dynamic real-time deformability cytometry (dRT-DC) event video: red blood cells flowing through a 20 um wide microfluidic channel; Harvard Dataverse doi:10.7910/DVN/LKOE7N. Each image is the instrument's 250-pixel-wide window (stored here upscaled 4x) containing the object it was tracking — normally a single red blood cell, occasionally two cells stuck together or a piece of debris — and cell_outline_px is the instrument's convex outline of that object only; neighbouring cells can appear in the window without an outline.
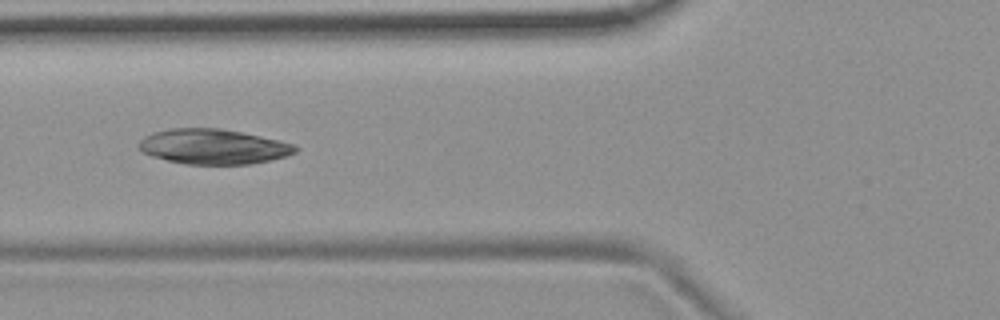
{"species": "common noctule bat (a hibernating species)", "species_latin": "Nyctalus noctula", "temperature_condition": "room temperature", "stored_images_in_passage": 7, "camera_frame_rate_fps": 3000, "um_per_image_px": 0.085, "animal": {"sex": "female", "body_mass_g": 19.9}, "frame": {"image": 1, "passage_image": 6, "time_ms": 5.667, "image_size_px": [1000, 320], "cell_outline_px": [[300, 148], [296, 152], [272, 160], [248, 164], [188, 164], [168, 160], [152, 156], [144, 152], [136, 144], [144, 136], [152, 132], [172, 128], [220, 128], [240, 132], [296, 144]], "centroid_in_image_um": [18.13, 12.46], "position_along_channel_um": 107.7, "area_um2": 31.85}}
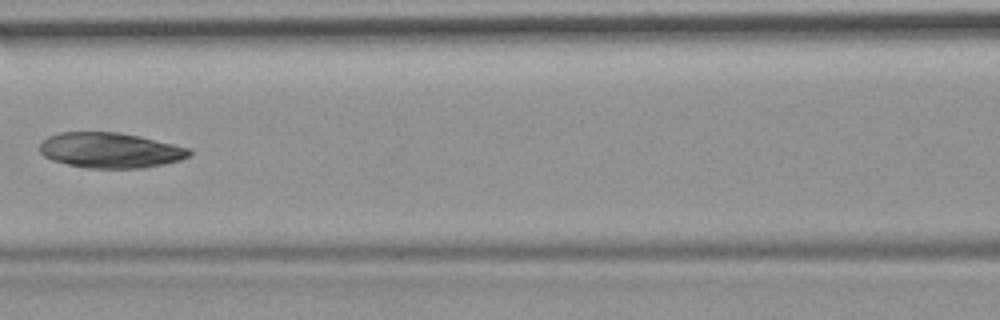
{"frame": {"image": 2, "passage_image": 7, "time_ms": 7.0, "image_size_px": [1000, 320], "cell_outline_px": [[192, 156], [180, 160], [164, 164], [144, 168], [88, 168], [68, 164], [52, 160], [44, 156], [40, 152], [40, 144], [48, 136], [60, 132], [120, 132], [140, 136], [192, 148]], "centroid_in_image_um": [9.42, 12.77], "position_along_channel_um": 157.2, "area_um2": 31.04}}